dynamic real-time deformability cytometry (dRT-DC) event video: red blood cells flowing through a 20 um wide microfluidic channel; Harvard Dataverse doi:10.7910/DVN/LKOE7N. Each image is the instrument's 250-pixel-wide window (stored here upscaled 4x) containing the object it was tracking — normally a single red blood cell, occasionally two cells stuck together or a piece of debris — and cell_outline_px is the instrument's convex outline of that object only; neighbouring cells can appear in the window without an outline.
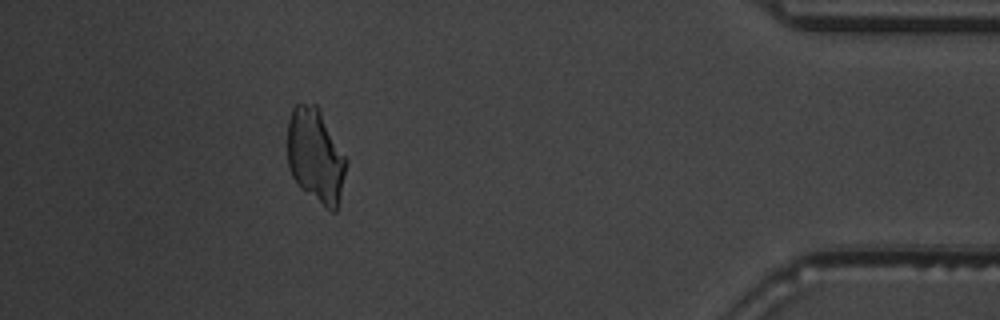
{"species": "common noctule bat (a hibernating species)", "species_latin": "Nyctalus noctula", "temperature_condition": "warm", "stored_images_in_passage": 54, "camera_frame_rate_fps": 3000, "um_per_image_px": 0.085, "animal": {"sex": "male", "body_mass_g": 19.5, "forearm_length_mm": 54.6}, "frame": {"image": 1, "passage_image": 49, "time_ms": 16.0, "image_size_px": [1000, 320], "cell_outline_px": [[348, 160], [340, 196], [336, 212], [332, 212], [300, 188], [296, 184], [292, 176], [288, 164], [288, 120], [292, 108], [296, 104], [316, 104]], "centroid_in_image_um": [26.82, 13.25], "position_along_channel_um": 408.4, "area_um2": 32.14}}